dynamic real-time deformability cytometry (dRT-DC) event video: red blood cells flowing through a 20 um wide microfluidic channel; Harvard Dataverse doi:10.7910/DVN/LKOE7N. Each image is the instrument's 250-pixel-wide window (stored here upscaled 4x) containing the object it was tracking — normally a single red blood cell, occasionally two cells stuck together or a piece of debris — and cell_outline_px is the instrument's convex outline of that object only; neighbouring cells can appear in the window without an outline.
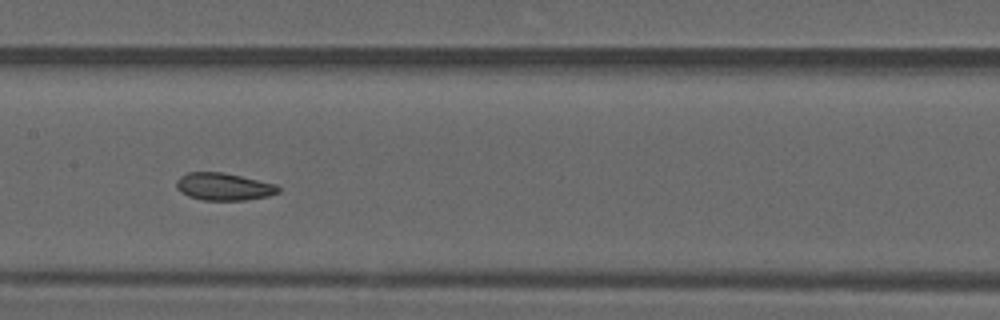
{"species": "common noctule bat (a hibernating species)", "species_latin": "Nyctalus noctula", "temperature_condition": "warm", "stored_images_in_passage": 36, "camera_frame_rate_fps": 3000, "um_per_image_px": 0.085, "animal": {"sex": "male", "forearm_length_mm": 52.5}, "frame": {"image": 1, "passage_image": 11, "time_ms": 3.333, "image_size_px": [1000, 320], "cell_outline_px": [[280, 192], [268, 196], [244, 200], [204, 200], [188, 196], [180, 192], [176, 188], [176, 180], [180, 176], [188, 172], [224, 172], [276, 184], [280, 188]], "centroid_in_image_um": [19.0, 15.86], "position_along_channel_um": 188.4, "area_um2": 16.36}, "authors_computed_cell_mechanics": {"area_um2": 16.6464, "velocity_mm_per_s": 4.0965, "shape_relaxation_time_tau1_ms": null, "shape_relaxation_time_tau2_ms": 1.9502, "deformation_change_tau1": null, "deformation_change_tau2": 0.0704}}